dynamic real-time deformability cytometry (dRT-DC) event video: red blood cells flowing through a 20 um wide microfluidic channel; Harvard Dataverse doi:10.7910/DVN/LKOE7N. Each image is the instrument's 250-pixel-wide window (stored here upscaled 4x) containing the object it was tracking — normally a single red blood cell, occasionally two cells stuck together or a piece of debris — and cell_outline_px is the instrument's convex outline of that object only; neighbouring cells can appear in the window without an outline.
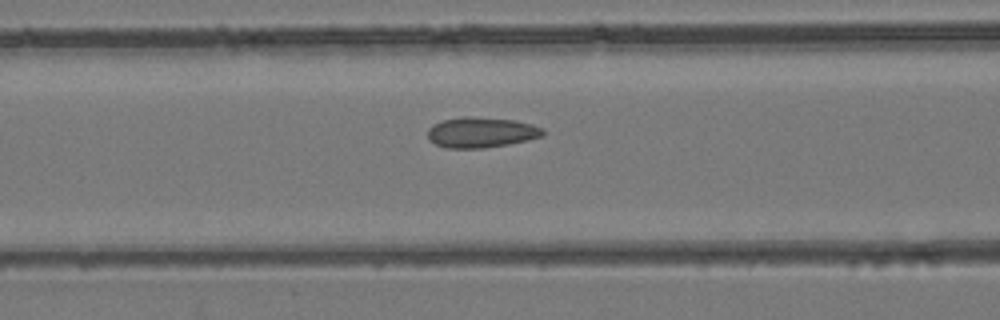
{"species": "common noctule bat (a hibernating species)", "species_latin": "Nyctalus noctula", "temperature_condition": "room temperature", "stored_images_in_passage": 30, "camera_frame_rate_fps": 3000, "um_per_image_px": 0.085, "animal": {"sex": "female", "body_mass_g": 24.6, "forearm_length_mm": 56.2}, "frame": {"image": 1, "passage_image": 4, "time_ms": 1.0, "image_size_px": [1000, 320], "cell_outline_px": [[544, 136], [528, 140], [508, 144], [484, 148], [448, 148], [436, 144], [428, 140], [428, 128], [432, 124], [444, 120], [464, 116], [468, 116], [516, 120], [532, 124], [544, 128]], "centroid_in_image_um": [40.92, 11.25], "position_along_channel_um": 125.7, "area_um2": 20.58}}
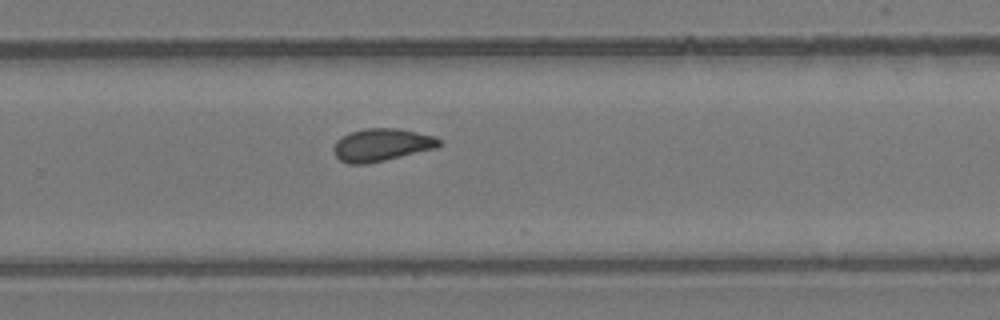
{"frame": {"image": 2, "passage_image": 15, "time_ms": 4.667, "image_size_px": [1000, 320], "cell_outline_px": [[440, 144], [436, 148], [368, 164], [348, 164], [340, 160], [336, 156], [332, 148], [336, 140], [348, 132], [368, 128], [400, 128], [436, 136], [440, 140]], "centroid_in_image_um": [32.42, 12.31], "position_along_channel_um": 297.4, "area_um2": 20.23}}
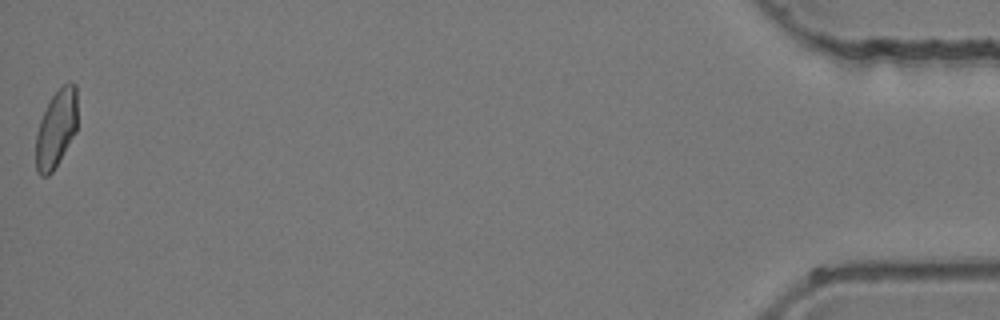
{"frame": {"image": 3, "passage_image": 30, "time_ms": 9.667, "image_size_px": [1000, 320], "cell_outline_px": [[76, 132], [52, 172], [48, 176], [40, 176], [36, 172], [36, 132], [40, 120], [52, 96], [68, 80], [72, 80], [76, 84]], "centroid_in_image_um": [4.77, 10.93], "position_along_channel_um": 430.4, "area_um2": 18.73}}